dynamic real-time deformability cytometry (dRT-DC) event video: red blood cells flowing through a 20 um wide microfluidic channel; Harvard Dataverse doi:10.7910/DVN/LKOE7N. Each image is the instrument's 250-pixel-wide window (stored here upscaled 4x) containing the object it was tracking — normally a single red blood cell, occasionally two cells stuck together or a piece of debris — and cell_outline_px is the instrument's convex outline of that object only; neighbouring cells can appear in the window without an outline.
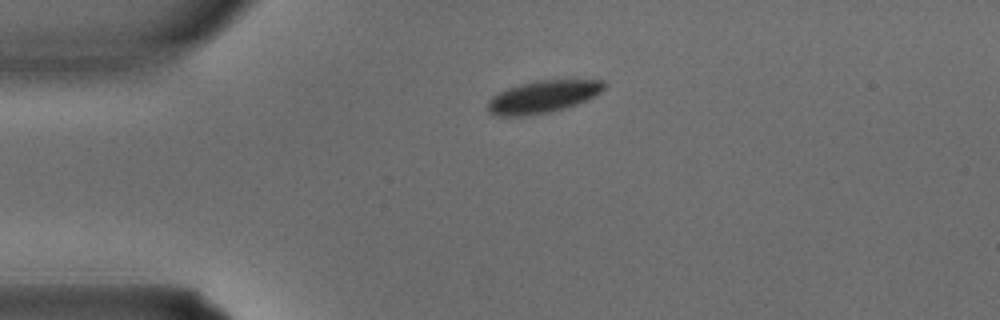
{"species": "common noctule bat (a hibernating species)", "species_latin": "Nyctalus noctula", "temperature_condition": "warm", "stored_images_in_passage": 2, "camera_frame_rate_fps": 3000, "um_per_image_px": 0.085, "animal": {"sex": "male", "body_mass_g": 15.6}, "frame": {"image": 1, "passage_image": 1, "time_ms": 0.0, "image_size_px": [1000, 320], "cell_outline_px": [[608, 84], [596, 96], [588, 100], [564, 108], [548, 112], [528, 116], [500, 116], [488, 112], [488, 100], [492, 96], [508, 88], [520, 84], [536, 80], [604, 80]], "centroid_in_image_um": [46.17, 8.22], "position_along_channel_um": 38.8, "area_um2": 21.96}}